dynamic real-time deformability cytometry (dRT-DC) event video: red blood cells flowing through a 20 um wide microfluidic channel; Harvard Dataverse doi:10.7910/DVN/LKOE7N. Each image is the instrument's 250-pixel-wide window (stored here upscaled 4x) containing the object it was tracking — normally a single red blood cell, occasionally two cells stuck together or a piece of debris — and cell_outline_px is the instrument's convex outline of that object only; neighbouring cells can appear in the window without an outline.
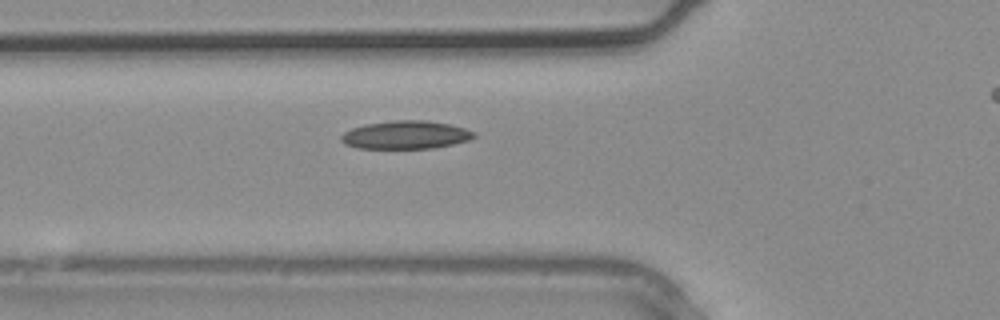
{"species": "common noctule bat (a hibernating species)", "species_latin": "Nyctalus noctula", "temperature_condition": "warm", "stored_images_in_passage": 5, "camera_frame_rate_fps": 3000, "um_per_image_px": 0.085, "animal": {"sex": "male", "body_mass_g": 20.4}, "frame": {"image": 1, "passage_image": 4, "time_ms": 1.0, "image_size_px": [1000, 320], "cell_outline_px": [[476, 136], [468, 140], [452, 144], [432, 148], [356, 148], [344, 144], [340, 140], [340, 136], [344, 132], [352, 128], [368, 124], [392, 120], [424, 120], [448, 124], [464, 128], [476, 132]], "centroid_in_image_um": [34.46, 11.47], "position_along_channel_um": 91.3, "area_um2": 21.68}}